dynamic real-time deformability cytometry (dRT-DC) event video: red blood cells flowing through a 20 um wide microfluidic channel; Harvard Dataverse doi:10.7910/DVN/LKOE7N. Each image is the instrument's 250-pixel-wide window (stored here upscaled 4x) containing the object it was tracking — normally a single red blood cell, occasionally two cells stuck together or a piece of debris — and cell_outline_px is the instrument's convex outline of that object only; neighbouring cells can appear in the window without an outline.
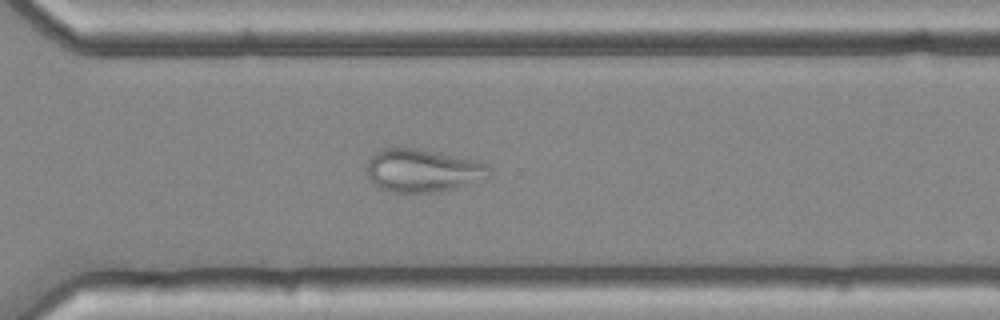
{"species": "common noctule bat (a hibernating species)", "species_latin": "Nyctalus noctula", "temperature_condition": "cold", "stored_images_in_passage": 54, "camera_frame_rate_fps": 3000, "um_per_image_px": 0.085, "animal": {"sex": "female", "body_mass_g": 25.1}, "frame": {"image": 1, "passage_image": 39, "time_ms": 12.667, "image_size_px": [1000, 320], "cell_outline_px": [[492, 172], [488, 180], [440, 192], [392, 192], [380, 188], [368, 176], [368, 160], [380, 148], [412, 148], [472, 160], [488, 164]], "centroid_in_image_um": [35.99, 14.52], "position_along_channel_um": 334.6, "area_um2": 30.52}}